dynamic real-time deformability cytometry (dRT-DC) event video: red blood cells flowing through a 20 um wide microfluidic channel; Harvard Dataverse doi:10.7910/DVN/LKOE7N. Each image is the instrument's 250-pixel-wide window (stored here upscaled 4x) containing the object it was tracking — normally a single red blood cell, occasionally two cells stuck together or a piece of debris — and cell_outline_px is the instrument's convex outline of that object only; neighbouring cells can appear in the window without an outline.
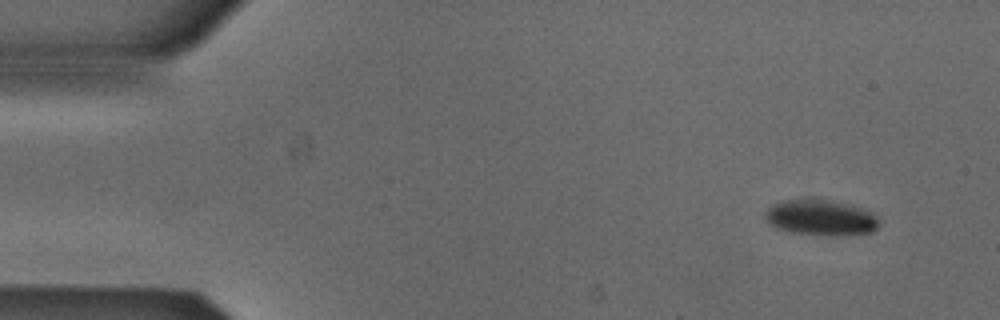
{"species": "Egyptian fruit bat (a non-hibernating species)", "species_latin": "Rousettus aegyptiacus", "temperature_condition": "cold", "stored_images_in_passage": 4, "camera_frame_rate_fps": 3000, "um_per_image_px": 0.085, "animal": {"sex": "male"}, "frame": {"image": 1, "passage_image": 1, "time_ms": 0.0, "image_size_px": [1000, 320], "cell_outline_px": [[876, 228], [872, 232], [836, 236], [816, 236], [792, 232], [776, 228], [768, 220], [768, 208], [772, 204], [784, 200], [832, 200], [860, 208], [872, 212], [876, 216]], "centroid_in_image_um": [69.78, 18.52], "position_along_channel_um": 15.2, "area_um2": 23.24}}
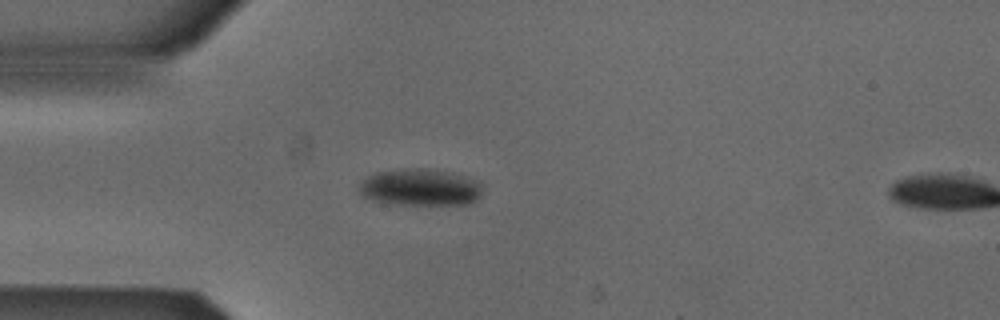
{"frame": {"image": 2, "passage_image": 3, "time_ms": 0.667, "image_size_px": [1000, 320], "cell_outline_px": [[484, 184], [480, 196], [472, 204], [384, 204], [372, 200], [364, 196], [360, 192], [360, 184], [368, 176], [376, 172], [404, 168], [428, 168], [452, 172], [468, 176], [480, 180]], "centroid_in_image_um": [35.79, 15.91], "position_along_channel_um": 49.2, "area_um2": 27.05}}